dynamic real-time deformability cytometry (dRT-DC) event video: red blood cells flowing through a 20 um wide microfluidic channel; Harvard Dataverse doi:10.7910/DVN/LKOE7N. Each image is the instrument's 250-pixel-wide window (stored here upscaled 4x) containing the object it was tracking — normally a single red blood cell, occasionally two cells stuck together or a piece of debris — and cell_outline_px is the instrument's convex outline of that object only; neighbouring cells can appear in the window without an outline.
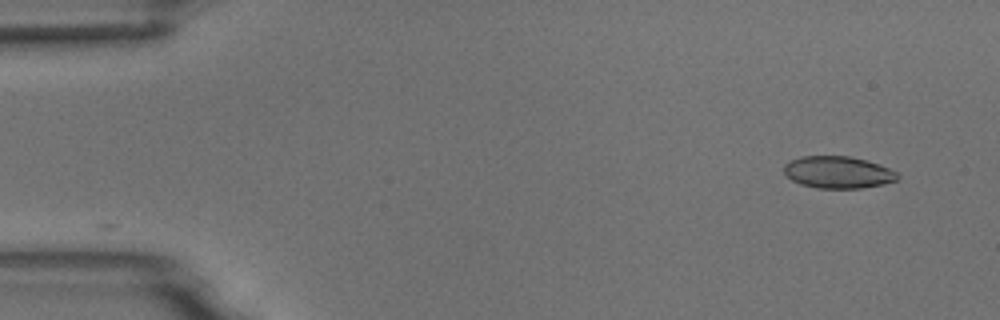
{"species": "common noctule bat (a hibernating species)", "species_latin": "Nyctalus noctula", "temperature_condition": "room temperature", "stored_images_in_passage": 36, "camera_frame_rate_fps": 3000, "um_per_image_px": 0.085, "animal": {"sex": "male", "body_mass_g": 18.8}, "frame": {"image": 1, "passage_image": 1, "time_ms": 0.0, "image_size_px": [1000, 320], "cell_outline_px": [[900, 176], [896, 180], [884, 184], [860, 188], [816, 188], [800, 184], [792, 180], [784, 172], [784, 164], [792, 160], [804, 156], [848, 156], [868, 160], [888, 168], [896, 172]], "centroid_in_image_um": [71.24, 14.64], "position_along_channel_um": 13.8, "area_um2": 21.1}}
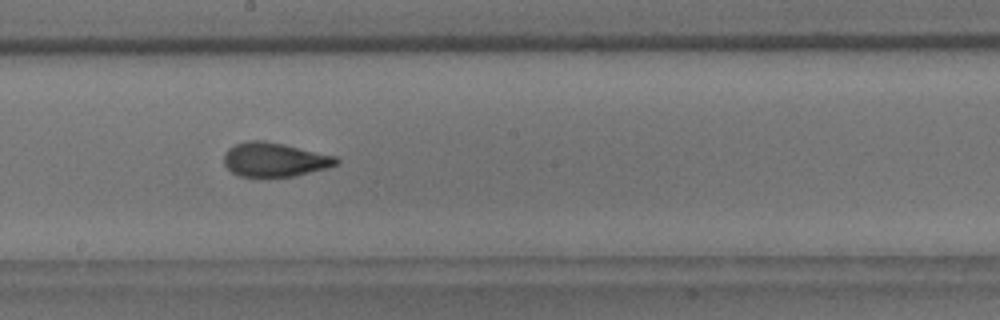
{"frame": {"image": 2, "passage_image": 27, "time_ms": 8.667, "image_size_px": [1000, 320], "cell_outline_px": [[340, 160], [336, 164], [324, 168], [296, 176], [240, 176], [232, 172], [224, 164], [224, 152], [228, 148], [236, 144], [248, 140], [264, 140], [336, 156]], "centroid_in_image_um": [23.3, 13.56], "position_along_channel_um": 224.9, "area_um2": 22.02}}
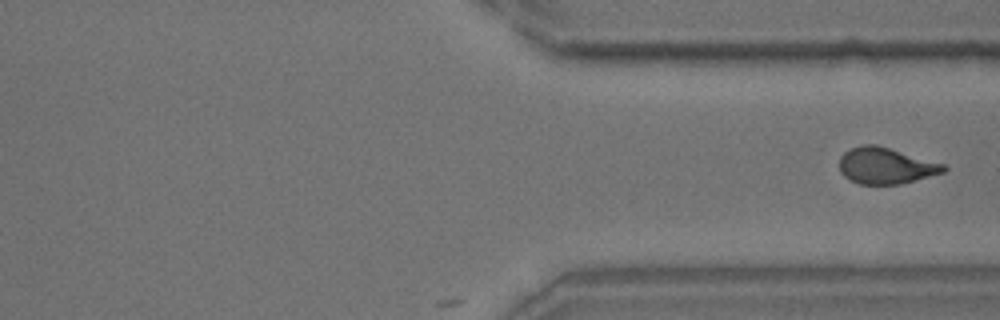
{"frame": {"image": 3, "passage_image": 36, "time_ms": 11.667, "image_size_px": [1000, 320], "cell_outline_px": [[948, 168], [944, 172], [900, 184], [860, 184], [848, 180], [840, 172], [840, 156], [848, 148], [860, 144], [876, 144], [944, 164]], "centroid_in_image_um": [75.24, 14.08], "position_along_channel_um": 336.2, "area_um2": 22.08}}